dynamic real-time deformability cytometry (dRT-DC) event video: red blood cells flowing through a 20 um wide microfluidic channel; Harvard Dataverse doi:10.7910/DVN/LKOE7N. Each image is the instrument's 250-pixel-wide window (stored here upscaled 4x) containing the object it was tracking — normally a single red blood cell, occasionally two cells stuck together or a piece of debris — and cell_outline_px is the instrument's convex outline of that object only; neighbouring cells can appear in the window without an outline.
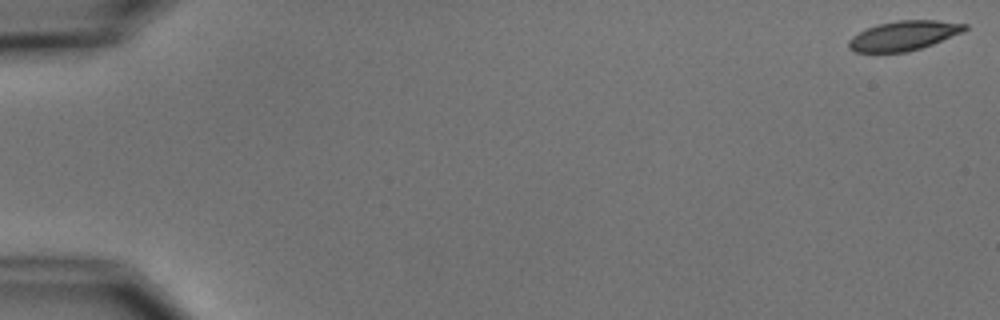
{"species": "common noctule bat (a hibernating species)", "species_latin": "Nyctalus noctula", "temperature_condition": "cold", "stored_images_in_passage": 5, "camera_frame_rate_fps": 3000, "um_per_image_px": 0.085, "animal": {"sex": "male", "body_mass_g": 15.6}, "frame": {"image": 1, "passage_image": 1, "time_ms": 0.0, "image_size_px": [1000, 320], "cell_outline_px": [[968, 28], [964, 32], [932, 44], [908, 52], [852, 52], [848, 48], [848, 40], [852, 36], [876, 24], [896, 20], [936, 20], [968, 24]], "centroid_in_image_um": [76.82, 3.02], "position_along_channel_um": 8.2, "area_um2": 20.11}}